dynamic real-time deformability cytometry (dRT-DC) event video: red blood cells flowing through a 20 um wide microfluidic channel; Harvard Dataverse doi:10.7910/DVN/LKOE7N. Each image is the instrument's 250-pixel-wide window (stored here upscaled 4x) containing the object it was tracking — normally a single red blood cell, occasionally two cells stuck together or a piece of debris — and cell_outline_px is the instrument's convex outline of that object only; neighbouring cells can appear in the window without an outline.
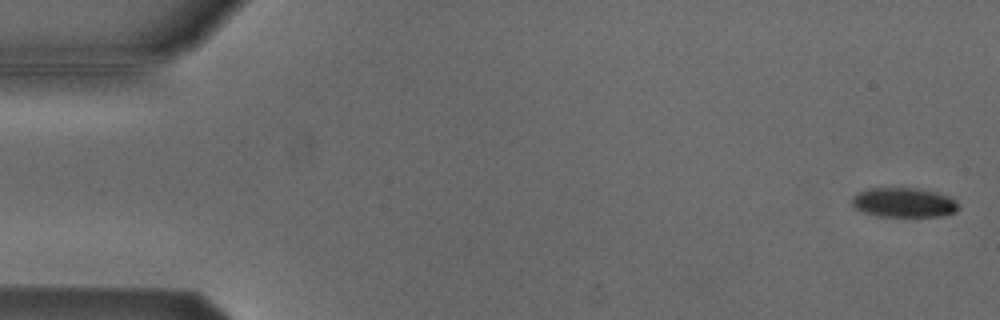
{"species": "Egyptian fruit bat (a non-hibernating species)", "species_latin": "Rousettus aegyptiacus", "temperature_condition": "cold", "stored_images_in_passage": 5, "camera_frame_rate_fps": 3000, "um_per_image_px": 0.085, "animal": {"sex": "male"}, "frame": {"image": 1, "passage_image": 1, "time_ms": 0.0, "image_size_px": [1000, 320], "cell_outline_px": [[960, 208], [956, 212], [944, 216], [876, 216], [864, 212], [856, 208], [852, 204], [852, 196], [856, 192], [868, 188], [916, 188], [936, 192], [952, 196], [960, 204]], "centroid_in_image_um": [76.87, 17.21], "position_along_channel_um": 8.1, "area_um2": 18.67}}
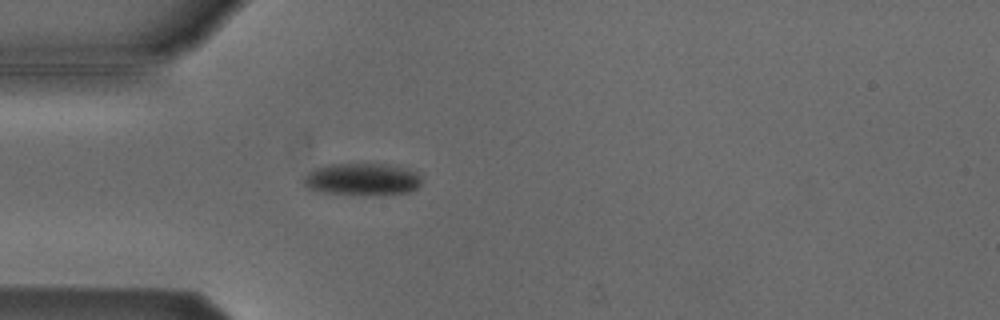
{"frame": {"image": 2, "passage_image": 5, "time_ms": 1.333, "image_size_px": [1000, 320], "cell_outline_px": [[424, 172], [420, 184], [416, 188], [408, 192], [324, 192], [308, 188], [300, 180], [308, 172], [316, 168], [328, 164], [388, 164], [408, 168]], "centroid_in_image_um": [30.83, 15.17], "position_along_channel_um": 54.2, "area_um2": 21.5}}